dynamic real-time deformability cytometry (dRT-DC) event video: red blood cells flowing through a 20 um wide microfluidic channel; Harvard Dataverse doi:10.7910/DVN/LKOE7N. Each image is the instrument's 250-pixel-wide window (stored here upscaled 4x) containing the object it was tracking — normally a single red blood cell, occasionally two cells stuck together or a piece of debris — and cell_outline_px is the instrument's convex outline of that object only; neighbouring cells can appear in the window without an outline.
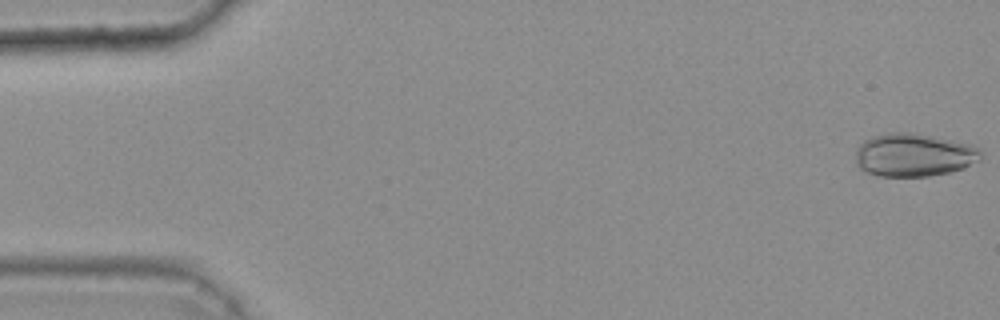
{"species": "common noctule bat (a hibernating species)", "species_latin": "Nyctalus noctula", "temperature_condition": "warm", "stored_images_in_passage": 46, "camera_frame_rate_fps": 3000, "um_per_image_px": 0.085, "animal": {"sex": "female", "body_mass_g": 25.1}, "frame": {"image": 1, "passage_image": 1, "time_ms": 0.0, "image_size_px": [1000, 320], "cell_outline_px": [[980, 160], [964, 168], [948, 172], [928, 176], [880, 176], [868, 172], [860, 168], [856, 164], [856, 148], [864, 140], [872, 136], [888, 132], [916, 132], [972, 144], [980, 148]], "centroid_in_image_um": [77.68, 13.15], "position_along_channel_um": 7.3, "area_um2": 31.73}}
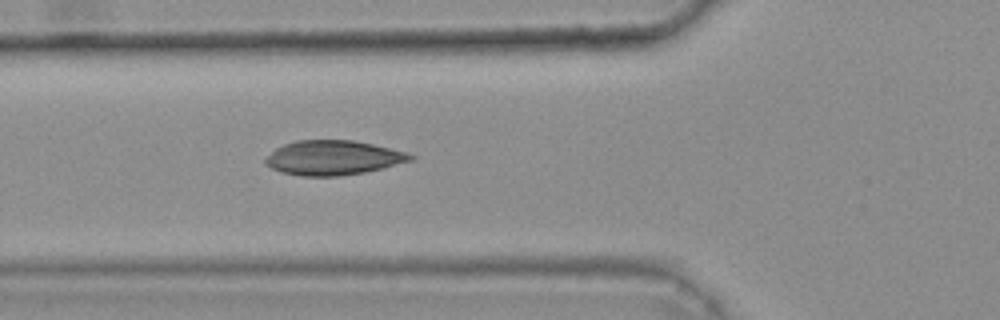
{"frame": {"image": 2, "passage_image": 19, "time_ms": 6.0, "image_size_px": [1000, 320], "cell_outline_px": [[416, 156], [412, 160], [364, 172], [336, 176], [304, 176], [280, 172], [264, 164], [264, 160], [276, 148], [284, 144], [296, 140], [352, 140], [372, 144], [408, 152]], "centroid_in_image_um": [28.3, 13.4], "position_along_channel_um": 97.5, "area_um2": 28.96}}
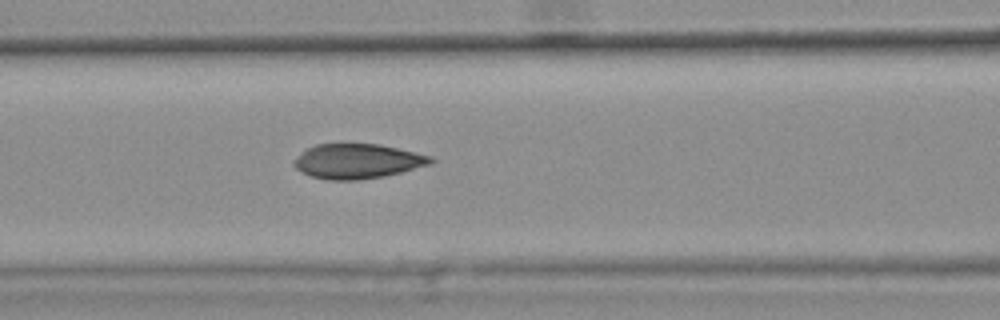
{"frame": {"image": 3, "passage_image": 22, "time_ms": 7.0, "image_size_px": [1000, 320], "cell_outline_px": [[436, 160], [432, 164], [384, 176], [360, 180], [328, 180], [312, 176], [300, 172], [292, 164], [292, 160], [300, 152], [316, 144], [340, 140], [380, 144], [416, 152], [432, 156]], "centroid_in_image_um": [30.34, 13.65], "position_along_channel_um": 136.3, "area_um2": 28.84}, "authors_computed_cell_mechanics": {"area_um2": 27.8018, "velocity_mm_per_s": 3.8348, "shape_relaxation_time_tau1_ms": 8.6701, "shape_relaxation_time_tau2_ms": 2.4635, "deformation_change_tau1": 0.1915, "deformation_change_tau2": 0.0448}}